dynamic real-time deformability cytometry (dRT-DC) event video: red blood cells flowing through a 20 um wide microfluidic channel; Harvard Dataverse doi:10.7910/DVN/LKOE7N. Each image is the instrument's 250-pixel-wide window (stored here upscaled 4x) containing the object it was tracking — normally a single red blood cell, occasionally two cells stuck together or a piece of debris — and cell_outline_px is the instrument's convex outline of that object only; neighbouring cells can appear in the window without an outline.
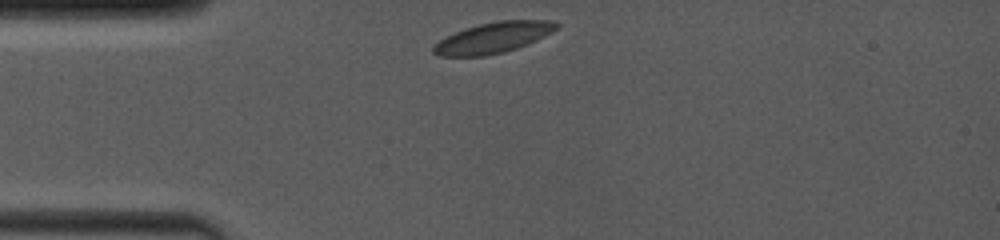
{"species": "common noctule bat (a hibernating species)", "species_latin": "Nyctalus noctula", "temperature_condition": "room temperature", "stored_images_in_passage": 7, "camera_frame_rate_fps": 4000, "um_per_image_px": 0.085, "animal": {"sex": "female", "body_mass_g": 19.0, "forearm_length_mm": 53.3}, "frame": {"image": 1, "passage_image": 1, "time_ms": 0.0, "image_size_px": [1000, 240], "cell_outline_px": [[560, 24], [552, 32], [536, 40], [516, 48], [504, 52], [484, 56], [440, 56], [432, 52], [432, 48], [440, 40], [456, 32], [480, 24], [500, 20], [552, 20]], "centroid_in_image_um": [41.95, 3.2], "position_along_channel_um": 43.1, "area_um2": 21.68}}
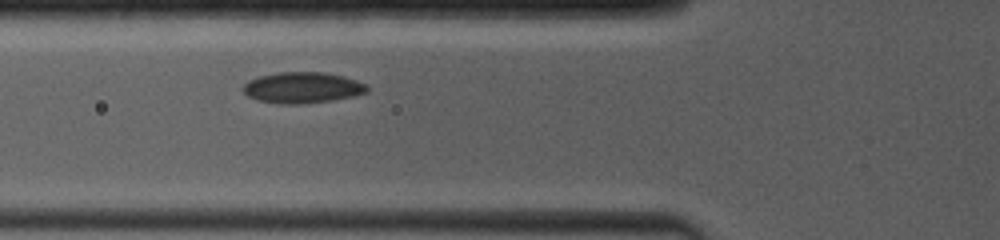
{"frame": {"image": 2, "passage_image": 5, "time_ms": 2.0, "image_size_px": [1000, 240], "cell_outline_px": [[368, 92], [356, 96], [332, 100], [300, 104], [276, 104], [256, 100], [248, 96], [240, 88], [248, 80], [260, 76], [280, 72], [324, 72], [344, 76], [356, 80], [364, 84], [368, 88]], "centroid_in_image_um": [25.68, 7.46], "position_along_channel_um": 100.1, "area_um2": 22.6}}
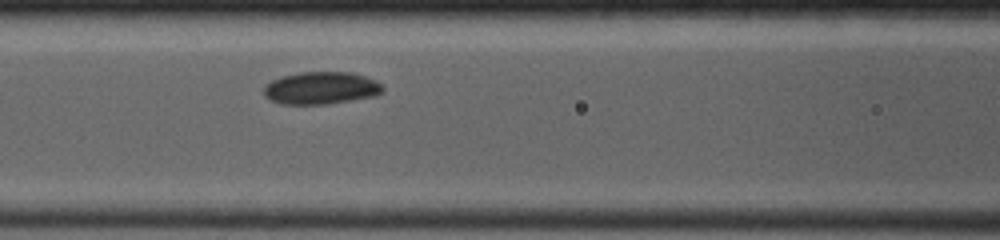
{"frame": {"image": 3, "passage_image": 7, "time_ms": 3.0, "image_size_px": [1000, 240], "cell_outline_px": [[384, 92], [376, 96], [328, 104], [280, 104], [264, 96], [264, 88], [272, 80], [280, 76], [300, 72], [352, 72], [376, 80], [384, 88]], "centroid_in_image_um": [27.31, 7.48], "position_along_channel_um": 139.3, "area_um2": 22.6}}